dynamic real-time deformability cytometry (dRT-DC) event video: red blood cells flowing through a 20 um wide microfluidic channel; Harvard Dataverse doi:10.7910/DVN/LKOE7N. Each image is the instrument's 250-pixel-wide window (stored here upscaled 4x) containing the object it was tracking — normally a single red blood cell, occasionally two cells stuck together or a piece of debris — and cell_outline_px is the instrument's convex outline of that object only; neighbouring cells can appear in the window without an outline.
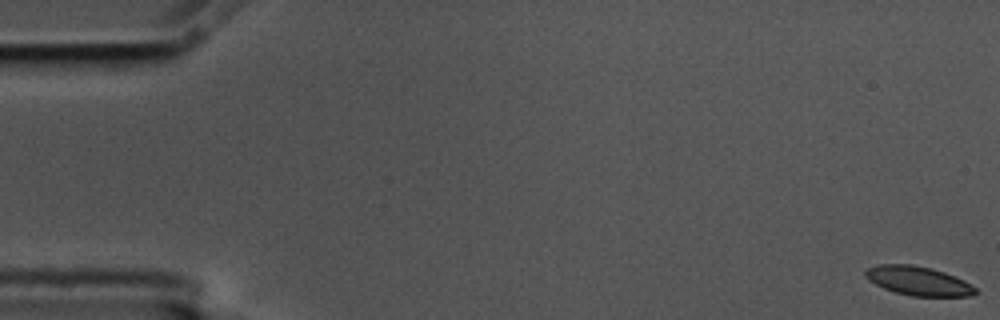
{"species": "common noctule bat (a hibernating species)", "species_latin": "Nyctalus noctula", "temperature_condition": "cold", "stored_images_in_passage": 57, "camera_frame_rate_fps": 3000, "um_per_image_px": 0.085, "animal": {"sex": "male", "body_mass_g": 17.5, "forearm_length_mm": 52.3}, "frame": {"image": 1, "passage_image": 1, "time_ms": 0.0, "image_size_px": [1000, 320], "cell_outline_px": [[976, 292], [972, 296], [912, 296], [896, 292], [884, 288], [868, 280], [864, 276], [864, 272], [868, 268], [880, 264], [912, 264], [932, 268], [944, 272], [964, 280], [976, 288]], "centroid_in_image_um": [78.04, 23.87], "position_along_channel_um": 7.0, "area_um2": 18.55}}
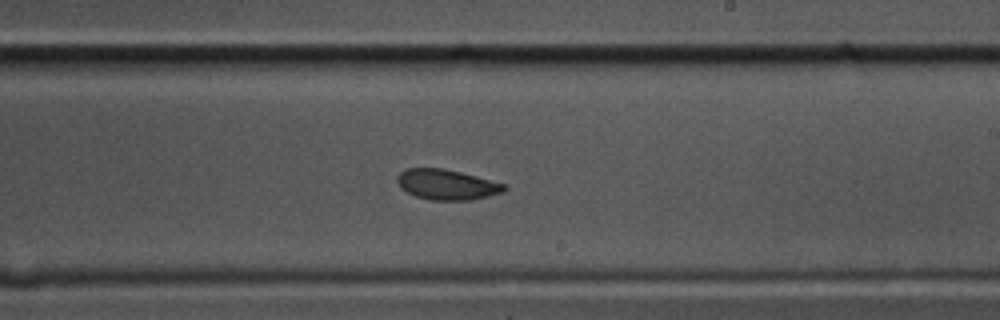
{"frame": {"image": 2, "passage_image": 34, "time_ms": 11.0, "image_size_px": [1000, 320], "cell_outline_px": [[508, 188], [504, 192], [472, 200], [432, 200], [416, 196], [400, 188], [396, 180], [396, 176], [404, 168], [444, 168], [460, 172], [504, 184]], "centroid_in_image_um": [37.95, 15.68], "position_along_channel_um": 251.1, "area_um2": 18.9}}
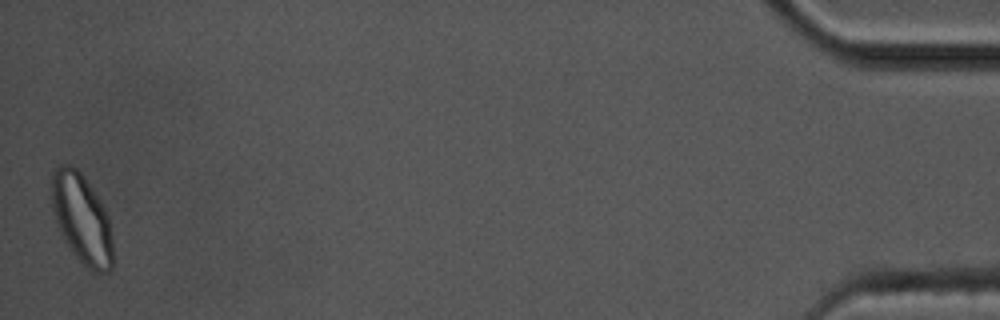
{"frame": {"image": 3, "passage_image": 57, "time_ms": 18.667, "image_size_px": [1000, 320], "cell_outline_px": [[112, 268], [108, 272], [96, 272], [84, 264], [76, 256], [64, 240], [60, 232], [52, 208], [52, 172], [60, 164], [72, 164], [84, 176], [100, 200], [108, 216], [112, 240]], "centroid_in_image_um": [6.95, 18.56], "position_along_channel_um": 428.3, "area_um2": 31.67}, "authors_computed_cell_mechanics": {"area_um2": 19.5942, "velocity_mm_per_s": 3.5341, "shape_relaxation_time_tau1_ms": 4.8801, "shape_relaxation_time_tau2_ms": 2.4853, "deformation_change_tau1": 0.1055, "deformation_change_tau2": 0.0752}}